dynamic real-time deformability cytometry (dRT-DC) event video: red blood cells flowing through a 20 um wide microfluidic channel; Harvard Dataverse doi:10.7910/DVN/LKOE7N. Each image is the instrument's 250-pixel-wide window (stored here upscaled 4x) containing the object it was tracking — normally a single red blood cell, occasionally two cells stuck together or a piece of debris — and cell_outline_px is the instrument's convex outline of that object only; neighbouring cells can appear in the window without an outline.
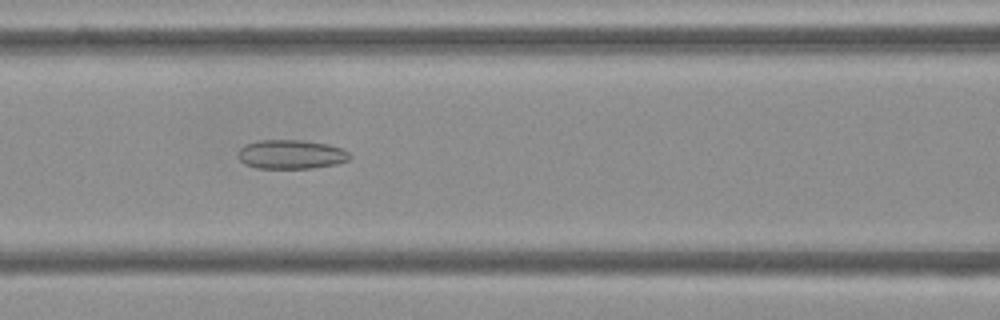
{"species": "Egyptian fruit bat (a non-hibernating species)", "species_latin": "Rousettus aegyptiacus", "temperature_condition": "cold", "stored_images_in_passage": 54, "camera_frame_rate_fps": 3000, "um_per_image_px": 0.085, "frame": {"image": 1, "passage_image": 23, "time_ms": 7.333, "image_size_px": [1000, 320], "cell_outline_px": [[352, 156], [348, 160], [336, 164], [312, 168], [256, 168], [244, 164], [236, 156], [236, 152], [244, 144], [260, 140], [304, 140], [328, 144], [344, 148]], "centroid_in_image_um": [24.72, 13.11], "position_along_channel_um": 141.9, "area_um2": 19.25}}
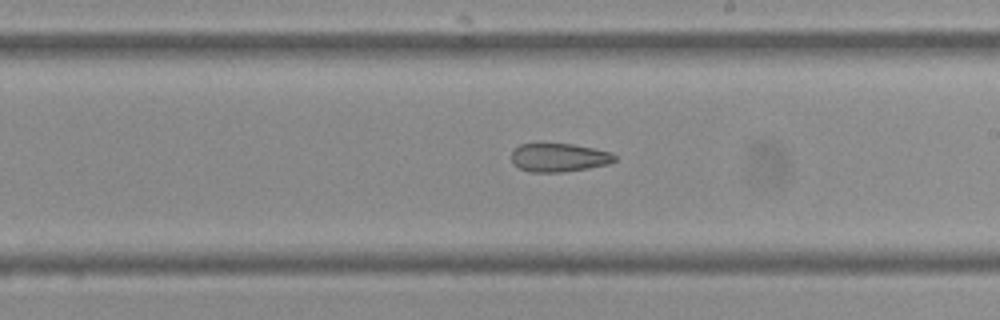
{"frame": {"image": 2, "passage_image": 31, "time_ms": 10.0, "image_size_px": [1000, 320], "cell_outline_px": [[616, 160], [608, 164], [588, 168], [560, 172], [528, 172], [512, 164], [512, 152], [520, 144], [572, 144], [612, 152], [616, 156]], "centroid_in_image_um": [47.51, 13.4], "position_along_channel_um": 241.5, "area_um2": 17.05}}
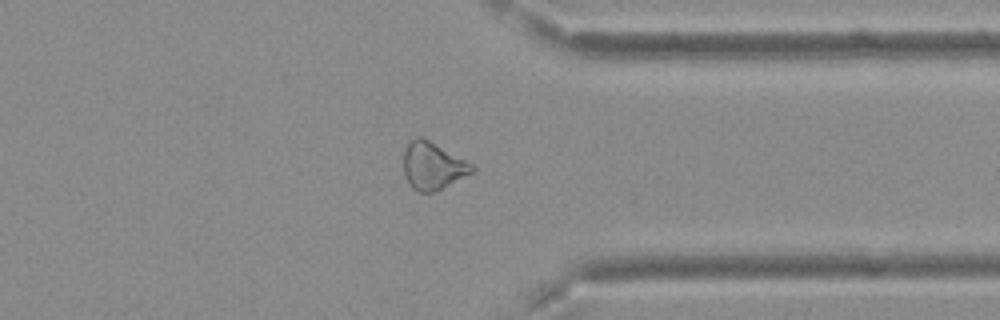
{"frame": {"image": 3, "passage_image": 42, "time_ms": 13.667, "image_size_px": [1000, 320], "cell_outline_px": [[476, 168], [472, 172], [432, 192], [420, 192], [412, 188], [404, 172], [404, 152], [408, 144], [416, 136], [420, 136], [428, 140], [472, 164]], "centroid_in_image_um": [36.75, 14.09], "position_along_channel_um": 374.6, "area_um2": 18.15}, "authors_computed_cell_mechanics": {"area_um2": 21.0681, "velocity_mm_per_s": 3.743, "shape_relaxation_time_tau1_ms": null, "shape_relaxation_time_tau2_ms": 4.6171, "deformation_change_tau1": null, "deformation_change_tau2": 0.1284}}